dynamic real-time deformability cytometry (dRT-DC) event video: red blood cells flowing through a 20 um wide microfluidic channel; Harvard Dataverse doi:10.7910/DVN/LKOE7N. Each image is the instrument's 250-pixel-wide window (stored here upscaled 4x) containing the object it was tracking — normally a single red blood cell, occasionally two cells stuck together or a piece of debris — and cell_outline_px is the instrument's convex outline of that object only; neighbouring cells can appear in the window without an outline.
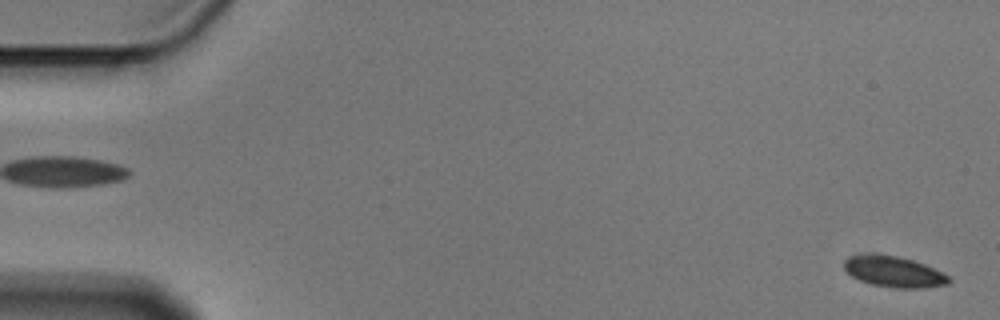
{"species": "Egyptian fruit bat (a non-hibernating species)", "species_latin": "Rousettus aegyptiacus", "temperature_condition": "cold", "stored_images_in_passage": 5, "segment_of_instrument_passage": [2, 2], "camera_frame_rate_fps": 3000, "um_per_image_px": 0.085, "animal": {"sex": "male"}, "frame": {"image": 1, "passage_image": 5, "time_ms": 1.333, "image_size_px": [1000, 320], "cell_outline_px": [[952, 280], [948, 284], [924, 288], [896, 288], [872, 284], [860, 280], [852, 276], [844, 268], [844, 260], [848, 256], [896, 256], [912, 260], [924, 264], [948, 276]], "centroid_in_image_um": [76.01, 23.13], "position_along_channel_um": 9.0, "area_um2": 18.21}}